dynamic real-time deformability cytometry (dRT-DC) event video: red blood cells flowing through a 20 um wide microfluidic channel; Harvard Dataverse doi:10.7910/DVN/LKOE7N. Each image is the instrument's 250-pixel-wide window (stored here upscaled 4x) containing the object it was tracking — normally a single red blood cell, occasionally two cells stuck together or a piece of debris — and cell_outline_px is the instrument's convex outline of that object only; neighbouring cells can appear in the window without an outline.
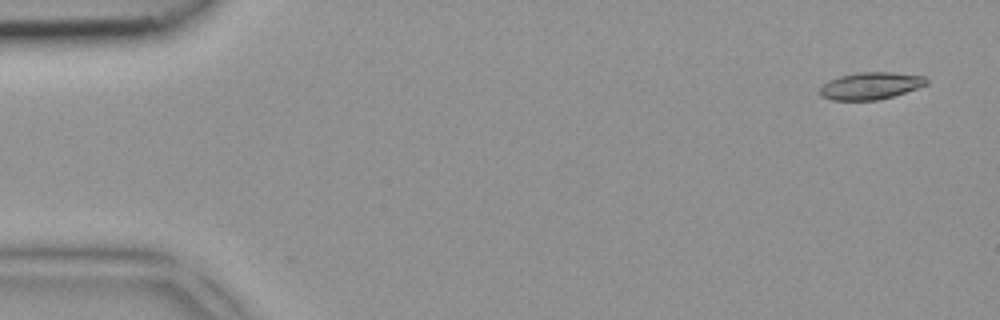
{"species": "common noctule bat (a hibernating species)", "species_latin": "Nyctalus noctula", "temperature_condition": "room temperature", "stored_images_in_passage": 5, "camera_frame_rate_fps": 3000, "um_per_image_px": 0.085, "animal": {"sex": "female", "body_mass_g": 18.4}, "frame": {"image": 1, "passage_image": 1, "time_ms": 0.0, "image_size_px": [1000, 320], "cell_outline_px": [[928, 84], [892, 96], [876, 100], [832, 100], [820, 96], [820, 88], [828, 80], [840, 76], [860, 72], [892, 72], [924, 76], [928, 80]], "centroid_in_image_um": [73.98, 7.29], "position_along_channel_um": 11.0, "area_um2": 16.7}}